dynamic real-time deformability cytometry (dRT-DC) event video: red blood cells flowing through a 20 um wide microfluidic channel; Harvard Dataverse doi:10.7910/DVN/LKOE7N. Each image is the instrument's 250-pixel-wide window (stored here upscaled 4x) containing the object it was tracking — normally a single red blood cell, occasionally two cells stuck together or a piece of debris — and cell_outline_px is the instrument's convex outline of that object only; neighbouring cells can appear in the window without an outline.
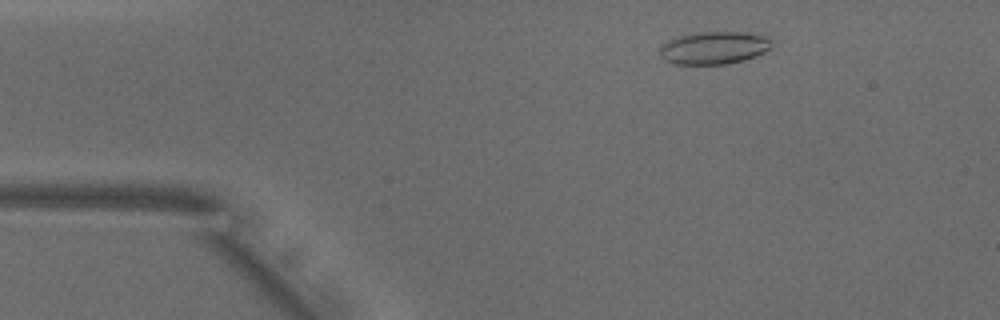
{"species": "common noctule bat (a hibernating species)", "species_latin": "Nyctalus noctula", "temperature_condition": "warm", "stored_images_in_passage": 35, "camera_frame_rate_fps": 3000, "um_per_image_px": 0.085, "animal": {"sex": "male", "body_mass_g": 18.8}, "frame": {"image": 1, "passage_image": 3, "time_ms": 0.667, "image_size_px": [1000, 320], "cell_outline_px": [[772, 48], [756, 56], [744, 60], [728, 64], [676, 64], [664, 60], [660, 56], [660, 48], [668, 40], [680, 36], [700, 32], [740, 32], [768, 36], [772, 40]], "centroid_in_image_um": [60.73, 4.07], "position_along_channel_um": 24.3, "area_um2": 21.33}}
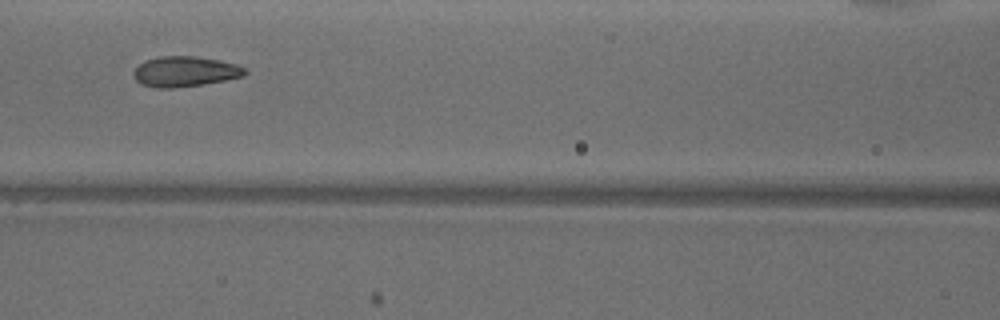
{"frame": {"image": 2, "passage_image": 17, "time_ms": 5.333, "image_size_px": [1000, 320], "cell_outline_px": [[248, 72], [244, 76], [204, 84], [172, 88], [156, 88], [140, 84], [136, 80], [132, 72], [144, 60], [160, 56], [192, 56], [220, 60], [236, 64], [244, 68]], "centroid_in_image_um": [15.7, 6.08], "position_along_channel_um": 150.9, "area_um2": 19.71}}
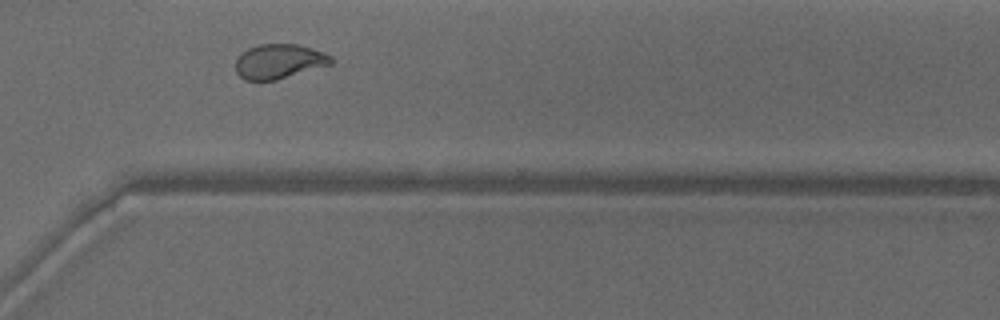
{"frame": {"image": 3, "passage_image": 32, "time_ms": 10.333, "image_size_px": [1000, 320], "cell_outline_px": [[332, 64], [276, 80], [244, 80], [236, 72], [236, 60], [248, 48], [260, 44], [300, 44], [324, 52], [332, 56]], "centroid_in_image_um": [23.74, 5.21], "position_along_channel_um": 346.9, "area_um2": 19.19}, "authors_computed_cell_mechanics": {"area_um2": 19.8254, "velocity_mm_per_s": 3.9255, "shape_relaxation_time_tau1_ms": 6.0786, "shape_relaxation_time_tau2_ms": 1.1876, "deformation_change_tau1": 0.1881, "deformation_change_tau2": 0.0707}}